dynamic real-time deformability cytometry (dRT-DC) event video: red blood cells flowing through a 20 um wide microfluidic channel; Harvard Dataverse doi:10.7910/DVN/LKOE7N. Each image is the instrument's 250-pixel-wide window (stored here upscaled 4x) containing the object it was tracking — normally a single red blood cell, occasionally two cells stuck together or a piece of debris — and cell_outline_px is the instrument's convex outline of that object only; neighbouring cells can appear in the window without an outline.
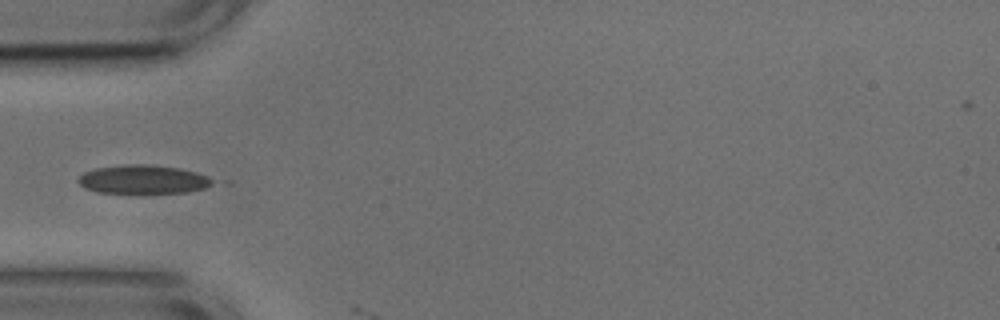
{"species": "common noctule bat (a hibernating species)", "species_latin": "Nyctalus noctula", "temperature_condition": "cold", "stored_images_in_passage": 2, "camera_frame_rate_fps": 3000, "um_per_image_px": 0.085, "animal": {"sex": "male", "body_mass_g": 17.9, "forearm_length_mm": 54.2}, "frame": {"image": 1, "passage_image": 1, "time_ms": 0.0, "image_size_px": [1000, 320], "cell_outline_px": [[216, 180], [212, 184], [204, 188], [188, 192], [96, 192], [84, 188], [76, 180], [84, 172], [96, 168], [124, 164], [148, 164], [180, 168], [196, 172], [208, 176]], "centroid_in_image_um": [12.17, 15.23], "position_along_channel_um": 72.8, "area_um2": 22.37}}